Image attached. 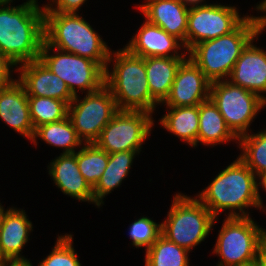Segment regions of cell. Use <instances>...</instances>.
<instances>
[{
    "instance_id": "obj_39",
    "label": "cell",
    "mask_w": 266,
    "mask_h": 266,
    "mask_svg": "<svg viewBox=\"0 0 266 266\" xmlns=\"http://www.w3.org/2000/svg\"><path fill=\"white\" fill-rule=\"evenodd\" d=\"M14 1L13 0H0V4H11ZM29 3H39V2H38V0H26L22 4H29Z\"/></svg>"
},
{
    "instance_id": "obj_25",
    "label": "cell",
    "mask_w": 266,
    "mask_h": 266,
    "mask_svg": "<svg viewBox=\"0 0 266 266\" xmlns=\"http://www.w3.org/2000/svg\"><path fill=\"white\" fill-rule=\"evenodd\" d=\"M40 139L52 147L63 149L62 154L75 153L84 145L69 117L37 127L30 143L37 146Z\"/></svg>"
},
{
    "instance_id": "obj_6",
    "label": "cell",
    "mask_w": 266,
    "mask_h": 266,
    "mask_svg": "<svg viewBox=\"0 0 266 266\" xmlns=\"http://www.w3.org/2000/svg\"><path fill=\"white\" fill-rule=\"evenodd\" d=\"M167 213L161 222V235L189 252L209 237L219 220L195 196L180 192L173 196Z\"/></svg>"
},
{
    "instance_id": "obj_2",
    "label": "cell",
    "mask_w": 266,
    "mask_h": 266,
    "mask_svg": "<svg viewBox=\"0 0 266 266\" xmlns=\"http://www.w3.org/2000/svg\"><path fill=\"white\" fill-rule=\"evenodd\" d=\"M44 40L43 5L0 4V51L17 67L39 59Z\"/></svg>"
},
{
    "instance_id": "obj_36",
    "label": "cell",
    "mask_w": 266,
    "mask_h": 266,
    "mask_svg": "<svg viewBox=\"0 0 266 266\" xmlns=\"http://www.w3.org/2000/svg\"><path fill=\"white\" fill-rule=\"evenodd\" d=\"M255 261L257 266H266V244L260 249Z\"/></svg>"
},
{
    "instance_id": "obj_35",
    "label": "cell",
    "mask_w": 266,
    "mask_h": 266,
    "mask_svg": "<svg viewBox=\"0 0 266 266\" xmlns=\"http://www.w3.org/2000/svg\"><path fill=\"white\" fill-rule=\"evenodd\" d=\"M257 188H258V209L260 211L262 209L265 212L266 207L263 204L264 202L260 196L261 193L259 192V190L262 188L264 190V192H266V174H263V175L258 177Z\"/></svg>"
},
{
    "instance_id": "obj_31",
    "label": "cell",
    "mask_w": 266,
    "mask_h": 266,
    "mask_svg": "<svg viewBox=\"0 0 266 266\" xmlns=\"http://www.w3.org/2000/svg\"><path fill=\"white\" fill-rule=\"evenodd\" d=\"M128 234L132 246L144 247L146 251L161 235V223L158 224L147 216H141L130 224Z\"/></svg>"
},
{
    "instance_id": "obj_28",
    "label": "cell",
    "mask_w": 266,
    "mask_h": 266,
    "mask_svg": "<svg viewBox=\"0 0 266 266\" xmlns=\"http://www.w3.org/2000/svg\"><path fill=\"white\" fill-rule=\"evenodd\" d=\"M28 103L34 130L41 125L68 117L69 105L65 101L49 97L28 96Z\"/></svg>"
},
{
    "instance_id": "obj_8",
    "label": "cell",
    "mask_w": 266,
    "mask_h": 266,
    "mask_svg": "<svg viewBox=\"0 0 266 266\" xmlns=\"http://www.w3.org/2000/svg\"><path fill=\"white\" fill-rule=\"evenodd\" d=\"M209 98L217 106L231 132L240 138L249 134L266 101L258 94L232 84L228 80L214 81L210 85Z\"/></svg>"
},
{
    "instance_id": "obj_5",
    "label": "cell",
    "mask_w": 266,
    "mask_h": 266,
    "mask_svg": "<svg viewBox=\"0 0 266 266\" xmlns=\"http://www.w3.org/2000/svg\"><path fill=\"white\" fill-rule=\"evenodd\" d=\"M81 15L44 13L45 41L61 51L91 59L105 70L112 49Z\"/></svg>"
},
{
    "instance_id": "obj_27",
    "label": "cell",
    "mask_w": 266,
    "mask_h": 266,
    "mask_svg": "<svg viewBox=\"0 0 266 266\" xmlns=\"http://www.w3.org/2000/svg\"><path fill=\"white\" fill-rule=\"evenodd\" d=\"M238 138V156L257 176L266 174V128Z\"/></svg>"
},
{
    "instance_id": "obj_9",
    "label": "cell",
    "mask_w": 266,
    "mask_h": 266,
    "mask_svg": "<svg viewBox=\"0 0 266 266\" xmlns=\"http://www.w3.org/2000/svg\"><path fill=\"white\" fill-rule=\"evenodd\" d=\"M39 59L66 83L74 97L79 91L91 93L105 85V70L97 62L56 49L45 40Z\"/></svg>"
},
{
    "instance_id": "obj_13",
    "label": "cell",
    "mask_w": 266,
    "mask_h": 266,
    "mask_svg": "<svg viewBox=\"0 0 266 266\" xmlns=\"http://www.w3.org/2000/svg\"><path fill=\"white\" fill-rule=\"evenodd\" d=\"M210 85L200 68L187 57L178 67L169 95L160 107L199 105L209 99Z\"/></svg>"
},
{
    "instance_id": "obj_40",
    "label": "cell",
    "mask_w": 266,
    "mask_h": 266,
    "mask_svg": "<svg viewBox=\"0 0 266 266\" xmlns=\"http://www.w3.org/2000/svg\"><path fill=\"white\" fill-rule=\"evenodd\" d=\"M10 261L8 258L2 253L0 249V266H6Z\"/></svg>"
},
{
    "instance_id": "obj_22",
    "label": "cell",
    "mask_w": 266,
    "mask_h": 266,
    "mask_svg": "<svg viewBox=\"0 0 266 266\" xmlns=\"http://www.w3.org/2000/svg\"><path fill=\"white\" fill-rule=\"evenodd\" d=\"M236 141L238 138L231 132L226 125V122L219 112L217 106L209 98L208 100L199 104V129L197 135V146L201 145L211 146L223 145L227 142Z\"/></svg>"
},
{
    "instance_id": "obj_37",
    "label": "cell",
    "mask_w": 266,
    "mask_h": 266,
    "mask_svg": "<svg viewBox=\"0 0 266 266\" xmlns=\"http://www.w3.org/2000/svg\"><path fill=\"white\" fill-rule=\"evenodd\" d=\"M179 1H182L187 8L202 6L205 2H207L206 0H179Z\"/></svg>"
},
{
    "instance_id": "obj_34",
    "label": "cell",
    "mask_w": 266,
    "mask_h": 266,
    "mask_svg": "<svg viewBox=\"0 0 266 266\" xmlns=\"http://www.w3.org/2000/svg\"><path fill=\"white\" fill-rule=\"evenodd\" d=\"M254 10H256L257 13L262 12L264 14L262 15L261 13L260 16H257V20H258L261 33H263V31H265L266 29V0H262L261 2H259V4L256 5Z\"/></svg>"
},
{
    "instance_id": "obj_23",
    "label": "cell",
    "mask_w": 266,
    "mask_h": 266,
    "mask_svg": "<svg viewBox=\"0 0 266 266\" xmlns=\"http://www.w3.org/2000/svg\"><path fill=\"white\" fill-rule=\"evenodd\" d=\"M187 57H147L145 68L151 97L161 105L168 97L178 67Z\"/></svg>"
},
{
    "instance_id": "obj_4",
    "label": "cell",
    "mask_w": 266,
    "mask_h": 266,
    "mask_svg": "<svg viewBox=\"0 0 266 266\" xmlns=\"http://www.w3.org/2000/svg\"><path fill=\"white\" fill-rule=\"evenodd\" d=\"M261 34L257 16L250 14L231 33L194 45L188 57L210 82L228 80L242 51Z\"/></svg>"
},
{
    "instance_id": "obj_15",
    "label": "cell",
    "mask_w": 266,
    "mask_h": 266,
    "mask_svg": "<svg viewBox=\"0 0 266 266\" xmlns=\"http://www.w3.org/2000/svg\"><path fill=\"white\" fill-rule=\"evenodd\" d=\"M131 40L123 46L131 54L147 57H188L183 43L168 34L161 27L149 23L146 19ZM181 51V52H180Z\"/></svg>"
},
{
    "instance_id": "obj_16",
    "label": "cell",
    "mask_w": 266,
    "mask_h": 266,
    "mask_svg": "<svg viewBox=\"0 0 266 266\" xmlns=\"http://www.w3.org/2000/svg\"><path fill=\"white\" fill-rule=\"evenodd\" d=\"M33 224L24 209L5 207L0 215V249L9 261H31L26 258L23 248L29 242Z\"/></svg>"
},
{
    "instance_id": "obj_41",
    "label": "cell",
    "mask_w": 266,
    "mask_h": 266,
    "mask_svg": "<svg viewBox=\"0 0 266 266\" xmlns=\"http://www.w3.org/2000/svg\"><path fill=\"white\" fill-rule=\"evenodd\" d=\"M241 266H257L256 261Z\"/></svg>"
},
{
    "instance_id": "obj_42",
    "label": "cell",
    "mask_w": 266,
    "mask_h": 266,
    "mask_svg": "<svg viewBox=\"0 0 266 266\" xmlns=\"http://www.w3.org/2000/svg\"><path fill=\"white\" fill-rule=\"evenodd\" d=\"M4 206H2L1 202H0V215H1V210Z\"/></svg>"
},
{
    "instance_id": "obj_1",
    "label": "cell",
    "mask_w": 266,
    "mask_h": 266,
    "mask_svg": "<svg viewBox=\"0 0 266 266\" xmlns=\"http://www.w3.org/2000/svg\"><path fill=\"white\" fill-rule=\"evenodd\" d=\"M257 183L254 172L237 157L194 196L217 218L223 212L226 217H251L249 207L258 210Z\"/></svg>"
},
{
    "instance_id": "obj_33",
    "label": "cell",
    "mask_w": 266,
    "mask_h": 266,
    "mask_svg": "<svg viewBox=\"0 0 266 266\" xmlns=\"http://www.w3.org/2000/svg\"><path fill=\"white\" fill-rule=\"evenodd\" d=\"M16 67L17 66L0 51V89L10 85L16 79H13V73L17 71Z\"/></svg>"
},
{
    "instance_id": "obj_12",
    "label": "cell",
    "mask_w": 266,
    "mask_h": 266,
    "mask_svg": "<svg viewBox=\"0 0 266 266\" xmlns=\"http://www.w3.org/2000/svg\"><path fill=\"white\" fill-rule=\"evenodd\" d=\"M236 6L205 2L202 6L189 8L186 52L199 42L218 38L234 31L246 18Z\"/></svg>"
},
{
    "instance_id": "obj_18",
    "label": "cell",
    "mask_w": 266,
    "mask_h": 266,
    "mask_svg": "<svg viewBox=\"0 0 266 266\" xmlns=\"http://www.w3.org/2000/svg\"><path fill=\"white\" fill-rule=\"evenodd\" d=\"M48 174L64 195L94 204L93 188L79 171L76 152L62 154L48 163Z\"/></svg>"
},
{
    "instance_id": "obj_10",
    "label": "cell",
    "mask_w": 266,
    "mask_h": 266,
    "mask_svg": "<svg viewBox=\"0 0 266 266\" xmlns=\"http://www.w3.org/2000/svg\"><path fill=\"white\" fill-rule=\"evenodd\" d=\"M79 96L70 102L68 117L82 142L94 143L119 109L106 85L97 91L85 93L84 97Z\"/></svg>"
},
{
    "instance_id": "obj_14",
    "label": "cell",
    "mask_w": 266,
    "mask_h": 266,
    "mask_svg": "<svg viewBox=\"0 0 266 266\" xmlns=\"http://www.w3.org/2000/svg\"><path fill=\"white\" fill-rule=\"evenodd\" d=\"M16 70L17 80L27 96L49 97L65 101L68 105L74 99L66 83L40 59L21 64Z\"/></svg>"
},
{
    "instance_id": "obj_11",
    "label": "cell",
    "mask_w": 266,
    "mask_h": 266,
    "mask_svg": "<svg viewBox=\"0 0 266 266\" xmlns=\"http://www.w3.org/2000/svg\"><path fill=\"white\" fill-rule=\"evenodd\" d=\"M154 121L153 114L145 111L119 110L94 144L108 154L142 151V145L155 126Z\"/></svg>"
},
{
    "instance_id": "obj_32",
    "label": "cell",
    "mask_w": 266,
    "mask_h": 266,
    "mask_svg": "<svg viewBox=\"0 0 266 266\" xmlns=\"http://www.w3.org/2000/svg\"><path fill=\"white\" fill-rule=\"evenodd\" d=\"M48 4H43L44 13H75L79 14L82 5L87 0H49Z\"/></svg>"
},
{
    "instance_id": "obj_20",
    "label": "cell",
    "mask_w": 266,
    "mask_h": 266,
    "mask_svg": "<svg viewBox=\"0 0 266 266\" xmlns=\"http://www.w3.org/2000/svg\"><path fill=\"white\" fill-rule=\"evenodd\" d=\"M0 119L23 138L32 140L35 130L30 119L28 96L17 79L0 89Z\"/></svg>"
},
{
    "instance_id": "obj_21",
    "label": "cell",
    "mask_w": 266,
    "mask_h": 266,
    "mask_svg": "<svg viewBox=\"0 0 266 266\" xmlns=\"http://www.w3.org/2000/svg\"><path fill=\"white\" fill-rule=\"evenodd\" d=\"M141 151H120L109 154V160L104 173L93 187L94 205L97 208L104 205V198L112 193L115 188L122 185L123 180L129 175L134 159Z\"/></svg>"
},
{
    "instance_id": "obj_24",
    "label": "cell",
    "mask_w": 266,
    "mask_h": 266,
    "mask_svg": "<svg viewBox=\"0 0 266 266\" xmlns=\"http://www.w3.org/2000/svg\"><path fill=\"white\" fill-rule=\"evenodd\" d=\"M167 113L159 119L161 127L191 147H197L199 105L165 107Z\"/></svg>"
},
{
    "instance_id": "obj_30",
    "label": "cell",
    "mask_w": 266,
    "mask_h": 266,
    "mask_svg": "<svg viewBox=\"0 0 266 266\" xmlns=\"http://www.w3.org/2000/svg\"><path fill=\"white\" fill-rule=\"evenodd\" d=\"M57 236L52 251L39 262L38 266H82L73 246V234Z\"/></svg>"
},
{
    "instance_id": "obj_38",
    "label": "cell",
    "mask_w": 266,
    "mask_h": 266,
    "mask_svg": "<svg viewBox=\"0 0 266 266\" xmlns=\"http://www.w3.org/2000/svg\"><path fill=\"white\" fill-rule=\"evenodd\" d=\"M30 261H10L6 266H33Z\"/></svg>"
},
{
    "instance_id": "obj_29",
    "label": "cell",
    "mask_w": 266,
    "mask_h": 266,
    "mask_svg": "<svg viewBox=\"0 0 266 266\" xmlns=\"http://www.w3.org/2000/svg\"><path fill=\"white\" fill-rule=\"evenodd\" d=\"M76 159L80 173L93 188L107 167L109 154L90 143L76 151Z\"/></svg>"
},
{
    "instance_id": "obj_3",
    "label": "cell",
    "mask_w": 266,
    "mask_h": 266,
    "mask_svg": "<svg viewBox=\"0 0 266 266\" xmlns=\"http://www.w3.org/2000/svg\"><path fill=\"white\" fill-rule=\"evenodd\" d=\"M105 85L111 91L119 110L154 114L159 106L151 97L145 58L131 54L124 47L117 51L111 50L105 69Z\"/></svg>"
},
{
    "instance_id": "obj_17",
    "label": "cell",
    "mask_w": 266,
    "mask_h": 266,
    "mask_svg": "<svg viewBox=\"0 0 266 266\" xmlns=\"http://www.w3.org/2000/svg\"><path fill=\"white\" fill-rule=\"evenodd\" d=\"M253 42L242 51L228 81L258 94L266 101V51Z\"/></svg>"
},
{
    "instance_id": "obj_26",
    "label": "cell",
    "mask_w": 266,
    "mask_h": 266,
    "mask_svg": "<svg viewBox=\"0 0 266 266\" xmlns=\"http://www.w3.org/2000/svg\"><path fill=\"white\" fill-rule=\"evenodd\" d=\"M189 253L160 235L145 251L144 266H190Z\"/></svg>"
},
{
    "instance_id": "obj_7",
    "label": "cell",
    "mask_w": 266,
    "mask_h": 266,
    "mask_svg": "<svg viewBox=\"0 0 266 266\" xmlns=\"http://www.w3.org/2000/svg\"><path fill=\"white\" fill-rule=\"evenodd\" d=\"M212 251L216 266H241L254 262L266 244V229L252 217H226Z\"/></svg>"
},
{
    "instance_id": "obj_19",
    "label": "cell",
    "mask_w": 266,
    "mask_h": 266,
    "mask_svg": "<svg viewBox=\"0 0 266 266\" xmlns=\"http://www.w3.org/2000/svg\"><path fill=\"white\" fill-rule=\"evenodd\" d=\"M136 8L145 19L179 39L186 49L189 8L179 0H146Z\"/></svg>"
}]
</instances>
